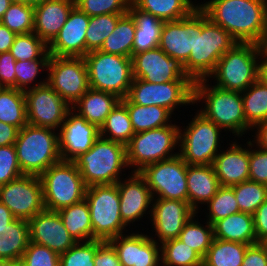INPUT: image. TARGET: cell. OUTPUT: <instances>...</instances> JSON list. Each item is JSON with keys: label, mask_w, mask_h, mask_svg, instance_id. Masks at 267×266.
<instances>
[{"label": "cell", "mask_w": 267, "mask_h": 266, "mask_svg": "<svg viewBox=\"0 0 267 266\" xmlns=\"http://www.w3.org/2000/svg\"><path fill=\"white\" fill-rule=\"evenodd\" d=\"M258 46H259V49L262 53L267 54V22H266V27L264 30L263 37H262L260 43L258 44Z\"/></svg>", "instance_id": "obj_62"}, {"label": "cell", "mask_w": 267, "mask_h": 266, "mask_svg": "<svg viewBox=\"0 0 267 266\" xmlns=\"http://www.w3.org/2000/svg\"><path fill=\"white\" fill-rule=\"evenodd\" d=\"M209 208V209H208ZM207 221L214 224L232 214L239 213V206L232 186H220L215 196L207 203Z\"/></svg>", "instance_id": "obj_46"}, {"label": "cell", "mask_w": 267, "mask_h": 266, "mask_svg": "<svg viewBox=\"0 0 267 266\" xmlns=\"http://www.w3.org/2000/svg\"><path fill=\"white\" fill-rule=\"evenodd\" d=\"M254 228L257 242L267 236V200L264 201L253 214Z\"/></svg>", "instance_id": "obj_56"}, {"label": "cell", "mask_w": 267, "mask_h": 266, "mask_svg": "<svg viewBox=\"0 0 267 266\" xmlns=\"http://www.w3.org/2000/svg\"><path fill=\"white\" fill-rule=\"evenodd\" d=\"M199 7L238 43H260L267 22V0H210Z\"/></svg>", "instance_id": "obj_1"}, {"label": "cell", "mask_w": 267, "mask_h": 266, "mask_svg": "<svg viewBox=\"0 0 267 266\" xmlns=\"http://www.w3.org/2000/svg\"><path fill=\"white\" fill-rule=\"evenodd\" d=\"M240 212L253 215L257 208L267 200V185L245 181L232 185Z\"/></svg>", "instance_id": "obj_45"}, {"label": "cell", "mask_w": 267, "mask_h": 266, "mask_svg": "<svg viewBox=\"0 0 267 266\" xmlns=\"http://www.w3.org/2000/svg\"><path fill=\"white\" fill-rule=\"evenodd\" d=\"M196 114L184 132L179 129V155L190 165H212L219 154L222 130L200 112Z\"/></svg>", "instance_id": "obj_11"}, {"label": "cell", "mask_w": 267, "mask_h": 266, "mask_svg": "<svg viewBox=\"0 0 267 266\" xmlns=\"http://www.w3.org/2000/svg\"><path fill=\"white\" fill-rule=\"evenodd\" d=\"M256 128L257 132L255 133L256 136L254 139L252 140V142L255 144L256 143V148H262L267 150V121L264 122H260L258 124H256L252 130Z\"/></svg>", "instance_id": "obj_59"}, {"label": "cell", "mask_w": 267, "mask_h": 266, "mask_svg": "<svg viewBox=\"0 0 267 266\" xmlns=\"http://www.w3.org/2000/svg\"><path fill=\"white\" fill-rule=\"evenodd\" d=\"M23 266H60V255L46 246L30 242L23 256Z\"/></svg>", "instance_id": "obj_50"}, {"label": "cell", "mask_w": 267, "mask_h": 266, "mask_svg": "<svg viewBox=\"0 0 267 266\" xmlns=\"http://www.w3.org/2000/svg\"><path fill=\"white\" fill-rule=\"evenodd\" d=\"M16 34L0 22V53L10 52Z\"/></svg>", "instance_id": "obj_58"}, {"label": "cell", "mask_w": 267, "mask_h": 266, "mask_svg": "<svg viewBox=\"0 0 267 266\" xmlns=\"http://www.w3.org/2000/svg\"><path fill=\"white\" fill-rule=\"evenodd\" d=\"M120 100L114 94L89 88L71 108L100 129Z\"/></svg>", "instance_id": "obj_29"}, {"label": "cell", "mask_w": 267, "mask_h": 266, "mask_svg": "<svg viewBox=\"0 0 267 266\" xmlns=\"http://www.w3.org/2000/svg\"><path fill=\"white\" fill-rule=\"evenodd\" d=\"M238 42L224 28L214 24L200 8L195 9L194 51L183 64L185 72L195 82L207 79L218 60Z\"/></svg>", "instance_id": "obj_2"}, {"label": "cell", "mask_w": 267, "mask_h": 266, "mask_svg": "<svg viewBox=\"0 0 267 266\" xmlns=\"http://www.w3.org/2000/svg\"><path fill=\"white\" fill-rule=\"evenodd\" d=\"M0 121L19 129L28 124L24 91L0 87Z\"/></svg>", "instance_id": "obj_36"}, {"label": "cell", "mask_w": 267, "mask_h": 266, "mask_svg": "<svg viewBox=\"0 0 267 266\" xmlns=\"http://www.w3.org/2000/svg\"><path fill=\"white\" fill-rule=\"evenodd\" d=\"M0 22L16 35L31 33L34 29V6L13 0Z\"/></svg>", "instance_id": "obj_44"}, {"label": "cell", "mask_w": 267, "mask_h": 266, "mask_svg": "<svg viewBox=\"0 0 267 266\" xmlns=\"http://www.w3.org/2000/svg\"><path fill=\"white\" fill-rule=\"evenodd\" d=\"M0 266H23L21 260H0Z\"/></svg>", "instance_id": "obj_64"}, {"label": "cell", "mask_w": 267, "mask_h": 266, "mask_svg": "<svg viewBox=\"0 0 267 266\" xmlns=\"http://www.w3.org/2000/svg\"><path fill=\"white\" fill-rule=\"evenodd\" d=\"M132 173L128 179H120L116 183L120 196V215L127 226L145 216L153 203V195L145 179L139 172Z\"/></svg>", "instance_id": "obj_23"}, {"label": "cell", "mask_w": 267, "mask_h": 266, "mask_svg": "<svg viewBox=\"0 0 267 266\" xmlns=\"http://www.w3.org/2000/svg\"><path fill=\"white\" fill-rule=\"evenodd\" d=\"M85 185L116 184L128 167L126 145L99 136L93 146L73 161Z\"/></svg>", "instance_id": "obj_4"}, {"label": "cell", "mask_w": 267, "mask_h": 266, "mask_svg": "<svg viewBox=\"0 0 267 266\" xmlns=\"http://www.w3.org/2000/svg\"><path fill=\"white\" fill-rule=\"evenodd\" d=\"M241 266H267V253L258 243L249 245Z\"/></svg>", "instance_id": "obj_55"}, {"label": "cell", "mask_w": 267, "mask_h": 266, "mask_svg": "<svg viewBox=\"0 0 267 266\" xmlns=\"http://www.w3.org/2000/svg\"><path fill=\"white\" fill-rule=\"evenodd\" d=\"M129 234L108 240L114 247L121 264L123 266H160L161 246L157 240L147 234Z\"/></svg>", "instance_id": "obj_20"}, {"label": "cell", "mask_w": 267, "mask_h": 266, "mask_svg": "<svg viewBox=\"0 0 267 266\" xmlns=\"http://www.w3.org/2000/svg\"><path fill=\"white\" fill-rule=\"evenodd\" d=\"M15 64L10 52L0 53V87L16 88Z\"/></svg>", "instance_id": "obj_53"}, {"label": "cell", "mask_w": 267, "mask_h": 266, "mask_svg": "<svg viewBox=\"0 0 267 266\" xmlns=\"http://www.w3.org/2000/svg\"><path fill=\"white\" fill-rule=\"evenodd\" d=\"M195 43V10L178 21L164 22L159 48L168 56L178 59L184 64L194 51Z\"/></svg>", "instance_id": "obj_24"}, {"label": "cell", "mask_w": 267, "mask_h": 266, "mask_svg": "<svg viewBox=\"0 0 267 266\" xmlns=\"http://www.w3.org/2000/svg\"><path fill=\"white\" fill-rule=\"evenodd\" d=\"M126 98L141 106H161L172 113L180 105L194 104V81L176 80L167 83H150L133 78Z\"/></svg>", "instance_id": "obj_12"}, {"label": "cell", "mask_w": 267, "mask_h": 266, "mask_svg": "<svg viewBox=\"0 0 267 266\" xmlns=\"http://www.w3.org/2000/svg\"><path fill=\"white\" fill-rule=\"evenodd\" d=\"M187 165L178 154L145 166L139 174L145 179L153 198L188 202Z\"/></svg>", "instance_id": "obj_13"}, {"label": "cell", "mask_w": 267, "mask_h": 266, "mask_svg": "<svg viewBox=\"0 0 267 266\" xmlns=\"http://www.w3.org/2000/svg\"><path fill=\"white\" fill-rule=\"evenodd\" d=\"M89 16L74 6L67 21L48 45L51 56L84 57L86 55V30Z\"/></svg>", "instance_id": "obj_22"}, {"label": "cell", "mask_w": 267, "mask_h": 266, "mask_svg": "<svg viewBox=\"0 0 267 266\" xmlns=\"http://www.w3.org/2000/svg\"><path fill=\"white\" fill-rule=\"evenodd\" d=\"M258 244L263 248V250L267 253V236L261 238L258 241Z\"/></svg>", "instance_id": "obj_66"}, {"label": "cell", "mask_w": 267, "mask_h": 266, "mask_svg": "<svg viewBox=\"0 0 267 266\" xmlns=\"http://www.w3.org/2000/svg\"><path fill=\"white\" fill-rule=\"evenodd\" d=\"M136 24L132 16L124 14L117 22L113 32L105 39L101 52L132 57V47Z\"/></svg>", "instance_id": "obj_35"}, {"label": "cell", "mask_w": 267, "mask_h": 266, "mask_svg": "<svg viewBox=\"0 0 267 266\" xmlns=\"http://www.w3.org/2000/svg\"><path fill=\"white\" fill-rule=\"evenodd\" d=\"M30 242L61 255L76 241L68 233L57 211L43 210L28 221Z\"/></svg>", "instance_id": "obj_21"}, {"label": "cell", "mask_w": 267, "mask_h": 266, "mask_svg": "<svg viewBox=\"0 0 267 266\" xmlns=\"http://www.w3.org/2000/svg\"><path fill=\"white\" fill-rule=\"evenodd\" d=\"M55 131L29 124L19 130L14 145L23 174L40 176L61 161L58 132Z\"/></svg>", "instance_id": "obj_5"}, {"label": "cell", "mask_w": 267, "mask_h": 266, "mask_svg": "<svg viewBox=\"0 0 267 266\" xmlns=\"http://www.w3.org/2000/svg\"><path fill=\"white\" fill-rule=\"evenodd\" d=\"M99 136L100 129L96 125L89 123L71 109L58 133L61 160L73 162L87 152Z\"/></svg>", "instance_id": "obj_18"}, {"label": "cell", "mask_w": 267, "mask_h": 266, "mask_svg": "<svg viewBox=\"0 0 267 266\" xmlns=\"http://www.w3.org/2000/svg\"><path fill=\"white\" fill-rule=\"evenodd\" d=\"M212 226L214 238L247 245L258 243L251 214L243 212L232 214L216 221Z\"/></svg>", "instance_id": "obj_30"}, {"label": "cell", "mask_w": 267, "mask_h": 266, "mask_svg": "<svg viewBox=\"0 0 267 266\" xmlns=\"http://www.w3.org/2000/svg\"><path fill=\"white\" fill-rule=\"evenodd\" d=\"M22 175L15 145L0 146V186Z\"/></svg>", "instance_id": "obj_51"}, {"label": "cell", "mask_w": 267, "mask_h": 266, "mask_svg": "<svg viewBox=\"0 0 267 266\" xmlns=\"http://www.w3.org/2000/svg\"><path fill=\"white\" fill-rule=\"evenodd\" d=\"M10 53L16 61L49 59L51 56L48 45L34 32L16 35Z\"/></svg>", "instance_id": "obj_43"}, {"label": "cell", "mask_w": 267, "mask_h": 266, "mask_svg": "<svg viewBox=\"0 0 267 266\" xmlns=\"http://www.w3.org/2000/svg\"><path fill=\"white\" fill-rule=\"evenodd\" d=\"M19 1L35 7V6L39 5V4L44 3L47 0H19Z\"/></svg>", "instance_id": "obj_65"}, {"label": "cell", "mask_w": 267, "mask_h": 266, "mask_svg": "<svg viewBox=\"0 0 267 266\" xmlns=\"http://www.w3.org/2000/svg\"><path fill=\"white\" fill-rule=\"evenodd\" d=\"M46 210L59 211L85 199L87 186L76 164L60 161L39 176Z\"/></svg>", "instance_id": "obj_8"}, {"label": "cell", "mask_w": 267, "mask_h": 266, "mask_svg": "<svg viewBox=\"0 0 267 266\" xmlns=\"http://www.w3.org/2000/svg\"><path fill=\"white\" fill-rule=\"evenodd\" d=\"M84 59L91 89L126 98L133 81L131 58L96 50L88 52Z\"/></svg>", "instance_id": "obj_7"}, {"label": "cell", "mask_w": 267, "mask_h": 266, "mask_svg": "<svg viewBox=\"0 0 267 266\" xmlns=\"http://www.w3.org/2000/svg\"><path fill=\"white\" fill-rule=\"evenodd\" d=\"M94 266H123L114 247L108 241L97 239Z\"/></svg>", "instance_id": "obj_54"}, {"label": "cell", "mask_w": 267, "mask_h": 266, "mask_svg": "<svg viewBox=\"0 0 267 266\" xmlns=\"http://www.w3.org/2000/svg\"><path fill=\"white\" fill-rule=\"evenodd\" d=\"M74 6V0H47L35 6L33 32L49 45L67 21Z\"/></svg>", "instance_id": "obj_26"}, {"label": "cell", "mask_w": 267, "mask_h": 266, "mask_svg": "<svg viewBox=\"0 0 267 266\" xmlns=\"http://www.w3.org/2000/svg\"><path fill=\"white\" fill-rule=\"evenodd\" d=\"M131 60L133 78L136 79L150 83L192 80L185 72L184 65L159 47L136 53Z\"/></svg>", "instance_id": "obj_17"}, {"label": "cell", "mask_w": 267, "mask_h": 266, "mask_svg": "<svg viewBox=\"0 0 267 266\" xmlns=\"http://www.w3.org/2000/svg\"><path fill=\"white\" fill-rule=\"evenodd\" d=\"M139 9L164 22L178 21L190 15L199 4L192 0H131Z\"/></svg>", "instance_id": "obj_34"}, {"label": "cell", "mask_w": 267, "mask_h": 266, "mask_svg": "<svg viewBox=\"0 0 267 266\" xmlns=\"http://www.w3.org/2000/svg\"><path fill=\"white\" fill-rule=\"evenodd\" d=\"M134 134L127 107L120 100L100 127V136L127 145Z\"/></svg>", "instance_id": "obj_37"}, {"label": "cell", "mask_w": 267, "mask_h": 266, "mask_svg": "<svg viewBox=\"0 0 267 266\" xmlns=\"http://www.w3.org/2000/svg\"><path fill=\"white\" fill-rule=\"evenodd\" d=\"M261 58V59H260ZM258 61V79L267 85V54L260 51Z\"/></svg>", "instance_id": "obj_60"}, {"label": "cell", "mask_w": 267, "mask_h": 266, "mask_svg": "<svg viewBox=\"0 0 267 266\" xmlns=\"http://www.w3.org/2000/svg\"><path fill=\"white\" fill-rule=\"evenodd\" d=\"M160 246L163 266H203V258L178 238L165 241Z\"/></svg>", "instance_id": "obj_41"}, {"label": "cell", "mask_w": 267, "mask_h": 266, "mask_svg": "<svg viewBox=\"0 0 267 266\" xmlns=\"http://www.w3.org/2000/svg\"><path fill=\"white\" fill-rule=\"evenodd\" d=\"M57 212L68 233L76 242L93 240L90 209L85 199Z\"/></svg>", "instance_id": "obj_32"}, {"label": "cell", "mask_w": 267, "mask_h": 266, "mask_svg": "<svg viewBox=\"0 0 267 266\" xmlns=\"http://www.w3.org/2000/svg\"><path fill=\"white\" fill-rule=\"evenodd\" d=\"M97 239L76 242L60 255V266H94Z\"/></svg>", "instance_id": "obj_47"}, {"label": "cell", "mask_w": 267, "mask_h": 266, "mask_svg": "<svg viewBox=\"0 0 267 266\" xmlns=\"http://www.w3.org/2000/svg\"><path fill=\"white\" fill-rule=\"evenodd\" d=\"M19 128L0 121V146L14 145Z\"/></svg>", "instance_id": "obj_57"}, {"label": "cell", "mask_w": 267, "mask_h": 266, "mask_svg": "<svg viewBox=\"0 0 267 266\" xmlns=\"http://www.w3.org/2000/svg\"><path fill=\"white\" fill-rule=\"evenodd\" d=\"M209 79L194 82V104L202 100L205 105L200 112L219 128L242 137L252 127L246 122L241 92L210 86ZM210 87V88H209ZM227 129V130H226Z\"/></svg>", "instance_id": "obj_3"}, {"label": "cell", "mask_w": 267, "mask_h": 266, "mask_svg": "<svg viewBox=\"0 0 267 266\" xmlns=\"http://www.w3.org/2000/svg\"><path fill=\"white\" fill-rule=\"evenodd\" d=\"M246 122L253 128L267 121V85L257 79L241 92Z\"/></svg>", "instance_id": "obj_39"}, {"label": "cell", "mask_w": 267, "mask_h": 266, "mask_svg": "<svg viewBox=\"0 0 267 266\" xmlns=\"http://www.w3.org/2000/svg\"><path fill=\"white\" fill-rule=\"evenodd\" d=\"M121 101L127 107L135 133L172 124L170 118L173 113L164 107L157 105L141 106L130 102L127 98L121 99Z\"/></svg>", "instance_id": "obj_33"}, {"label": "cell", "mask_w": 267, "mask_h": 266, "mask_svg": "<svg viewBox=\"0 0 267 266\" xmlns=\"http://www.w3.org/2000/svg\"><path fill=\"white\" fill-rule=\"evenodd\" d=\"M259 56L258 44L237 43L218 60L208 78L216 80V87L243 92L258 79Z\"/></svg>", "instance_id": "obj_6"}, {"label": "cell", "mask_w": 267, "mask_h": 266, "mask_svg": "<svg viewBox=\"0 0 267 266\" xmlns=\"http://www.w3.org/2000/svg\"><path fill=\"white\" fill-rule=\"evenodd\" d=\"M16 217L11 213V211L0 202V228L7 227Z\"/></svg>", "instance_id": "obj_61"}, {"label": "cell", "mask_w": 267, "mask_h": 266, "mask_svg": "<svg viewBox=\"0 0 267 266\" xmlns=\"http://www.w3.org/2000/svg\"><path fill=\"white\" fill-rule=\"evenodd\" d=\"M93 227V240L108 241L123 235L127 225L120 215V196L117 184L91 185L86 188Z\"/></svg>", "instance_id": "obj_10"}, {"label": "cell", "mask_w": 267, "mask_h": 266, "mask_svg": "<svg viewBox=\"0 0 267 266\" xmlns=\"http://www.w3.org/2000/svg\"><path fill=\"white\" fill-rule=\"evenodd\" d=\"M220 186L213 165H187L188 203L196 213L198 204L208 203Z\"/></svg>", "instance_id": "obj_27"}, {"label": "cell", "mask_w": 267, "mask_h": 266, "mask_svg": "<svg viewBox=\"0 0 267 266\" xmlns=\"http://www.w3.org/2000/svg\"><path fill=\"white\" fill-rule=\"evenodd\" d=\"M128 13L136 24L132 55L157 48L160 43L164 21L139 9L132 1L130 2Z\"/></svg>", "instance_id": "obj_28"}, {"label": "cell", "mask_w": 267, "mask_h": 266, "mask_svg": "<svg viewBox=\"0 0 267 266\" xmlns=\"http://www.w3.org/2000/svg\"><path fill=\"white\" fill-rule=\"evenodd\" d=\"M196 214L185 223L178 239L204 258L214 240L213 226L206 220L204 228V225L194 218L197 217Z\"/></svg>", "instance_id": "obj_40"}, {"label": "cell", "mask_w": 267, "mask_h": 266, "mask_svg": "<svg viewBox=\"0 0 267 266\" xmlns=\"http://www.w3.org/2000/svg\"><path fill=\"white\" fill-rule=\"evenodd\" d=\"M13 0H0V21L2 20L5 11L9 8Z\"/></svg>", "instance_id": "obj_63"}, {"label": "cell", "mask_w": 267, "mask_h": 266, "mask_svg": "<svg viewBox=\"0 0 267 266\" xmlns=\"http://www.w3.org/2000/svg\"><path fill=\"white\" fill-rule=\"evenodd\" d=\"M229 145L226 151L220 150L212 164L221 186H232L249 180V141L247 149L236 141Z\"/></svg>", "instance_id": "obj_25"}, {"label": "cell", "mask_w": 267, "mask_h": 266, "mask_svg": "<svg viewBox=\"0 0 267 266\" xmlns=\"http://www.w3.org/2000/svg\"><path fill=\"white\" fill-rule=\"evenodd\" d=\"M249 245L214 238L203 266H241Z\"/></svg>", "instance_id": "obj_38"}, {"label": "cell", "mask_w": 267, "mask_h": 266, "mask_svg": "<svg viewBox=\"0 0 267 266\" xmlns=\"http://www.w3.org/2000/svg\"><path fill=\"white\" fill-rule=\"evenodd\" d=\"M150 220L158 236V242L179 237L185 223L196 213L188 202L180 200L153 198Z\"/></svg>", "instance_id": "obj_19"}, {"label": "cell", "mask_w": 267, "mask_h": 266, "mask_svg": "<svg viewBox=\"0 0 267 266\" xmlns=\"http://www.w3.org/2000/svg\"><path fill=\"white\" fill-rule=\"evenodd\" d=\"M49 59H36L33 61L22 60L16 61L15 77L16 89L26 91L33 88L31 85L37 79L40 69H47ZM37 76V77H36Z\"/></svg>", "instance_id": "obj_49"}, {"label": "cell", "mask_w": 267, "mask_h": 266, "mask_svg": "<svg viewBox=\"0 0 267 266\" xmlns=\"http://www.w3.org/2000/svg\"><path fill=\"white\" fill-rule=\"evenodd\" d=\"M47 84L70 106L90 88L84 57L50 56Z\"/></svg>", "instance_id": "obj_14"}, {"label": "cell", "mask_w": 267, "mask_h": 266, "mask_svg": "<svg viewBox=\"0 0 267 266\" xmlns=\"http://www.w3.org/2000/svg\"><path fill=\"white\" fill-rule=\"evenodd\" d=\"M131 0H74L75 6L89 17L127 14Z\"/></svg>", "instance_id": "obj_48"}, {"label": "cell", "mask_w": 267, "mask_h": 266, "mask_svg": "<svg viewBox=\"0 0 267 266\" xmlns=\"http://www.w3.org/2000/svg\"><path fill=\"white\" fill-rule=\"evenodd\" d=\"M254 143L249 141V180L267 185V150H251Z\"/></svg>", "instance_id": "obj_52"}, {"label": "cell", "mask_w": 267, "mask_h": 266, "mask_svg": "<svg viewBox=\"0 0 267 266\" xmlns=\"http://www.w3.org/2000/svg\"><path fill=\"white\" fill-rule=\"evenodd\" d=\"M29 243L28 220L16 218L0 228V260H20Z\"/></svg>", "instance_id": "obj_31"}, {"label": "cell", "mask_w": 267, "mask_h": 266, "mask_svg": "<svg viewBox=\"0 0 267 266\" xmlns=\"http://www.w3.org/2000/svg\"><path fill=\"white\" fill-rule=\"evenodd\" d=\"M124 14H103L89 17L86 30V54L100 50L105 39L113 32L118 20Z\"/></svg>", "instance_id": "obj_42"}, {"label": "cell", "mask_w": 267, "mask_h": 266, "mask_svg": "<svg viewBox=\"0 0 267 266\" xmlns=\"http://www.w3.org/2000/svg\"><path fill=\"white\" fill-rule=\"evenodd\" d=\"M0 202L18 219L30 220L45 210L39 176L22 175L0 186Z\"/></svg>", "instance_id": "obj_16"}, {"label": "cell", "mask_w": 267, "mask_h": 266, "mask_svg": "<svg viewBox=\"0 0 267 266\" xmlns=\"http://www.w3.org/2000/svg\"><path fill=\"white\" fill-rule=\"evenodd\" d=\"M29 125L60 129L67 113L72 109L48 84L47 78L24 91Z\"/></svg>", "instance_id": "obj_15"}, {"label": "cell", "mask_w": 267, "mask_h": 266, "mask_svg": "<svg viewBox=\"0 0 267 266\" xmlns=\"http://www.w3.org/2000/svg\"><path fill=\"white\" fill-rule=\"evenodd\" d=\"M179 129L174 123L135 133L126 145L128 167L139 172L149 164L177 156L179 152L173 151L179 145Z\"/></svg>", "instance_id": "obj_9"}]
</instances>
